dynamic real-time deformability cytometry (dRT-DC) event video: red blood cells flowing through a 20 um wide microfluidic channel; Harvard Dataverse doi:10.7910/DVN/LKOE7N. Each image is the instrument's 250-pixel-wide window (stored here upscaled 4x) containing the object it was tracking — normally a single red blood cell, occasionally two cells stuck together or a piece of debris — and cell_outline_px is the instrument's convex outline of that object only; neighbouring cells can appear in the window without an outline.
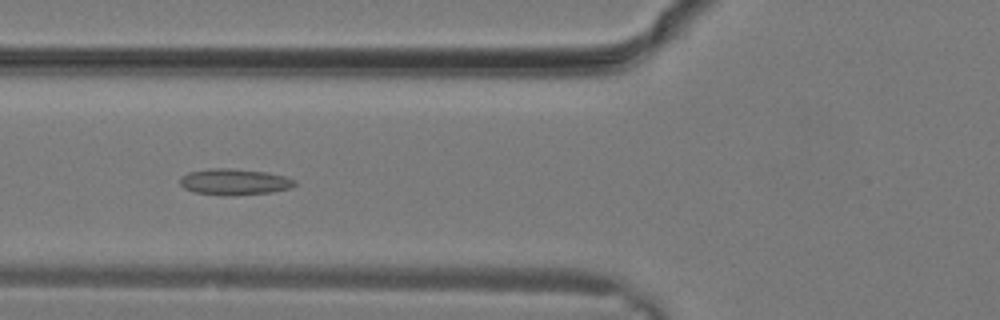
{"species": "common noctule bat (a hibernating species)", "species_latin": "Nyctalus noctula", "temperature_condition": "warm", "stored_images_in_passage": 10, "camera_frame_rate_fps": 3000, "um_per_image_px": 0.085, "animal": {"sex": "male", "body_mass_g": 19.2, "forearm_length_mm": 51.8}, "frame": {"image": 1, "passage_image": 5, "time_ms": 1.333, "image_size_px": [1000, 320], "cell_outline_px": [[296, 184], [288, 188], [272, 192], [228, 196], [196, 192], [184, 188], [180, 184], [180, 176], [188, 172], [212, 168], [228, 168], [264, 172], [284, 176], [296, 180]], "centroid_in_image_um": [19.89, 15.46], "position_along_channel_um": 105.9, "area_um2": 17.34}}
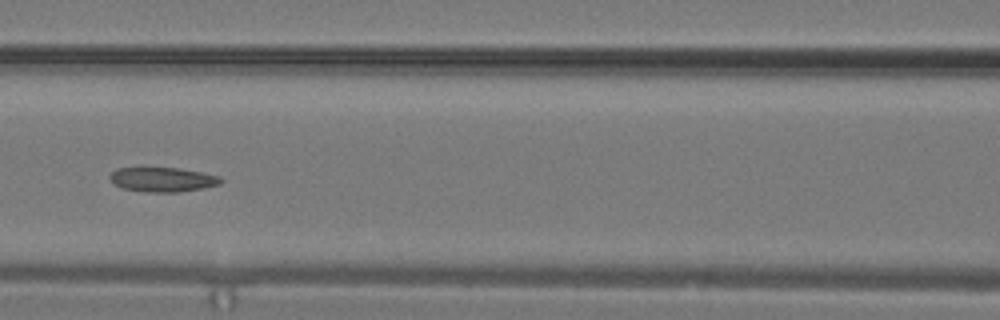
{"frame": {"image": 2, "passage_image": 7, "time_ms": 2.0, "image_size_px": [1000, 320], "cell_outline_px": [[224, 180], [220, 184], [204, 188], [176, 192], [148, 192], [120, 188], [108, 176], [116, 168], [140, 164], [144, 164], [180, 168], [220, 176]], "centroid_in_image_um": [13.76, 15.2], "position_along_channel_um": 152.8, "area_um2": 16.76}}
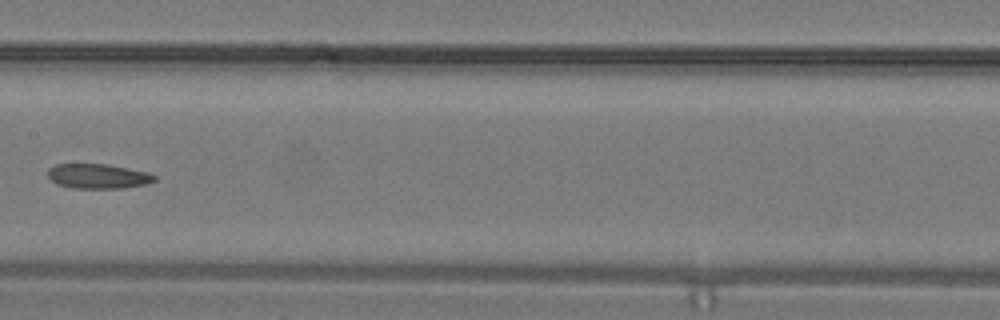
{"frame": {"image": 3, "passage_image": 9, "time_ms": 2.667, "image_size_px": [1000, 320], "cell_outline_px": [[156, 180], [144, 184], [120, 188], [72, 188], [56, 184], [48, 176], [48, 168], [56, 164], [104, 164], [128, 168], [148, 172], [156, 176]], "centroid_in_image_um": [8.3, 14.97], "position_along_channel_um": 199.1, "area_um2": 15.26}}